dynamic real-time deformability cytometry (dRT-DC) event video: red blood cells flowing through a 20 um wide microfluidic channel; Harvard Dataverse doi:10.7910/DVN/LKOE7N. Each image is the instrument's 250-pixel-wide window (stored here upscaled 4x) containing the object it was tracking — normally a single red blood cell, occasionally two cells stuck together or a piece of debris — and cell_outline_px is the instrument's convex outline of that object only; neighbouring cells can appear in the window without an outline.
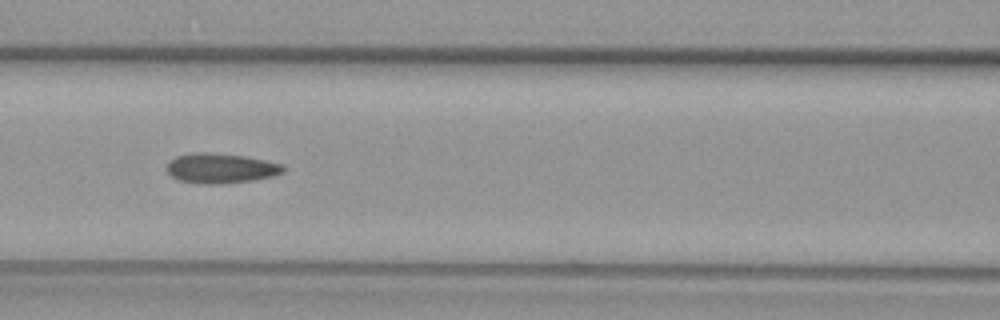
{"species": "common noctule bat (a hibernating species)", "species_latin": "Nyctalus noctula", "temperature_condition": "warm", "stored_images_in_passage": 51, "camera_frame_rate_fps": 3000, "um_per_image_px": 0.085, "animal": {"sex": "female", "body_mass_g": 29.2, "forearm_length_mm": 56.3}, "frame": {"image": 1, "passage_image": 22, "time_ms": 7.0, "image_size_px": [1000, 320], "cell_outline_px": [[284, 172], [272, 176], [252, 180], [224, 184], [204, 184], [176, 180], [168, 172], [168, 164], [176, 156], [200, 152], [204, 152], [244, 156], [264, 160], [280, 164], [284, 168]], "centroid_in_image_um": [18.75, 14.32], "position_along_channel_um": 147.8, "area_um2": 20.0}}
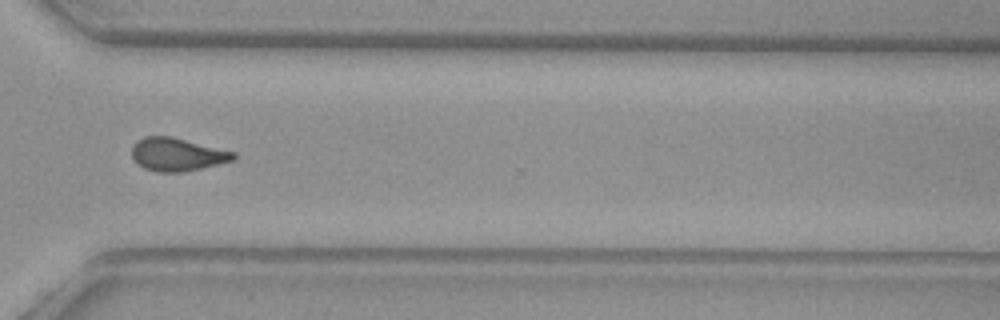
{"frame": {"image": 2, "passage_image": 37, "time_ms": 12.0, "image_size_px": [1000, 320], "cell_outline_px": [[236, 156], [232, 160], [184, 172], [156, 172], [144, 168], [136, 164], [132, 160], [132, 144], [136, 140], [144, 136], [172, 136], [236, 152]], "centroid_in_image_um": [14.99, 13.12], "position_along_channel_um": 355.6, "area_um2": 19.77}}
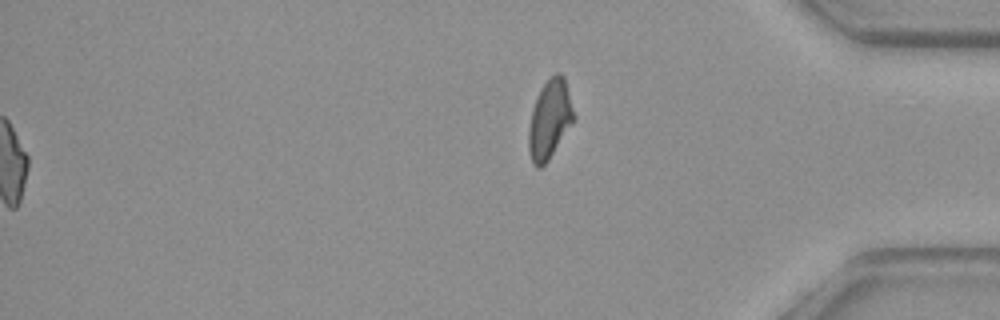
{"frame": {"image": 3, "passage_image": 51, "time_ms": 16.667, "image_size_px": [1000, 320], "cell_outline_px": [[576, 116], [548, 160], [540, 168], [536, 168], [532, 164], [528, 148], [528, 132], [532, 108], [536, 96], [544, 84], [556, 72], [560, 72], [564, 76]], "centroid_in_image_um": [46.71, 10.14], "position_along_channel_um": 388.5, "area_um2": 20.63}}